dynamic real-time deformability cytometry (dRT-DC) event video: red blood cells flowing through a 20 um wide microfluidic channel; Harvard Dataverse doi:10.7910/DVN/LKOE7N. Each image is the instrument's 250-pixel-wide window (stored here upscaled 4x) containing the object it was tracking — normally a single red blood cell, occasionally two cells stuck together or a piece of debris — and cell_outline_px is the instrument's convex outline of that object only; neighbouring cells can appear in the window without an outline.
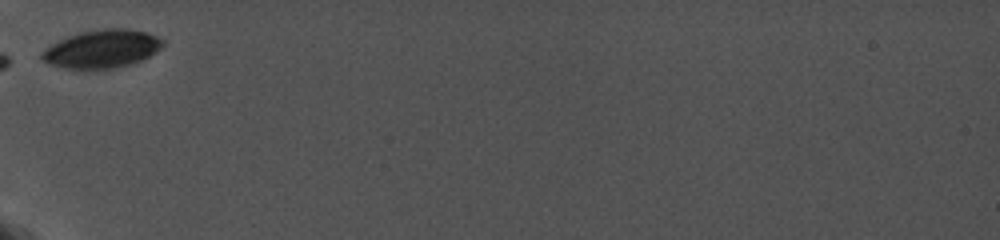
{"species": "common noctule bat (a hibernating species)", "species_latin": "Nyctalus noctula", "temperature_condition": "cold", "stored_images_in_passage": 22, "camera_frame_rate_fps": 5000, "um_per_image_px": 0.085, "animal": {"sex": "female", "body_mass_g": 19.0, "forearm_length_mm": 56.7}, "frame": {"image": 1, "passage_image": 1, "time_ms": 0.0, "image_size_px": [1000, 240], "cell_outline_px": [[164, 44], [160, 48], [148, 56], [140, 60], [128, 64], [112, 68], [64, 68], [48, 64], [40, 60], [40, 52], [52, 44], [68, 36], [80, 32], [104, 28], [120, 28], [148, 32], [164, 40]], "centroid_in_image_um": [8.62, 4.14], "position_along_channel_um": 76.4, "area_um2": 26.59}}
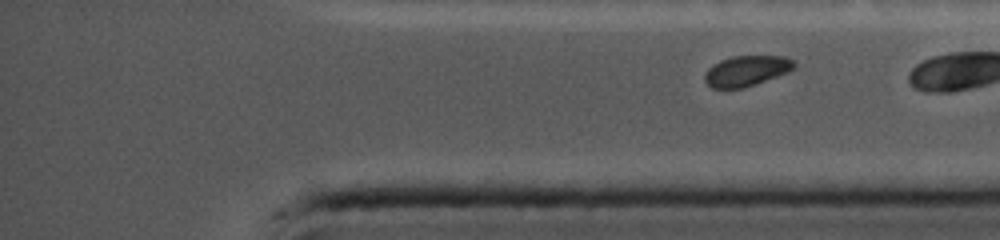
{"frame": {"image": 2, "passage_image": 22, "time_ms": 7.6, "image_size_px": [1000, 240], "cell_outline_px": [[796, 68], [788, 72], [756, 84], [740, 88], [712, 88], [704, 80], [704, 72], [712, 64], [720, 60], [732, 56], [788, 56], [796, 60]], "centroid_in_image_um": [63.48, 6.0], "position_along_channel_um": 371.7, "area_um2": 16.13}}